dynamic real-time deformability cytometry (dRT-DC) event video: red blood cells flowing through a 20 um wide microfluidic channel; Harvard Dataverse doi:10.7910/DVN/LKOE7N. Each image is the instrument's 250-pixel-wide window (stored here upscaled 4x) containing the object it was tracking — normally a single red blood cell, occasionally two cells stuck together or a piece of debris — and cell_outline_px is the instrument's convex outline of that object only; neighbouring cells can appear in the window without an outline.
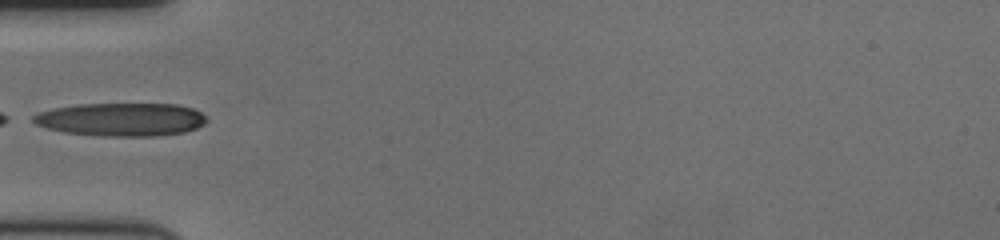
{"species": "human", "species_latin": "Homo sapiens", "temperature_condition": "cold", "stored_images_in_passage": 37, "camera_frame_rate_fps": 3000, "um_per_image_px": 0.085, "donor": {"sex": "female"}, "frame": {"image": 1, "passage_image": 1, "time_ms": 0.0, "image_size_px": [1000, 240], "cell_outline_px": [[208, 120], [204, 124], [196, 128], [184, 132], [156, 136], [100, 136], [64, 132], [48, 128], [36, 124], [32, 120], [32, 116], [40, 112], [56, 108], [76, 104], [176, 104], [192, 108], [200, 112]], "centroid_in_image_um": [10.32, 10.15], "position_along_channel_um": 74.7, "area_um2": 33.47}}
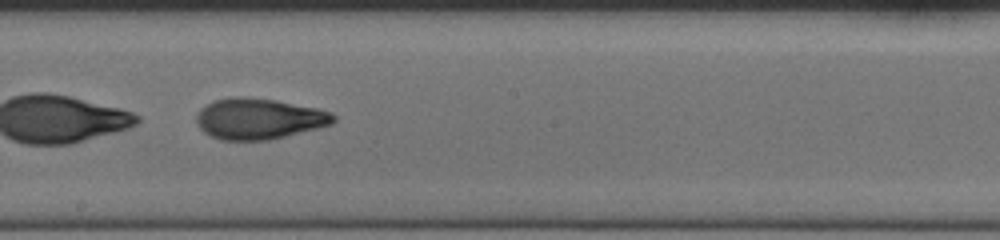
{"frame": {"image": 2, "passage_image": 14, "time_ms": 4.333, "image_size_px": [1000, 240], "cell_outline_px": [[336, 120], [332, 124], [268, 140], [220, 140], [204, 132], [200, 128], [196, 120], [196, 116], [200, 108], [212, 100], [236, 96], [244, 96], [276, 100], [316, 108], [328, 112], [336, 116]], "centroid_in_image_um": [21.96, 10.08], "position_along_channel_um": 226.2, "area_um2": 32.54}}
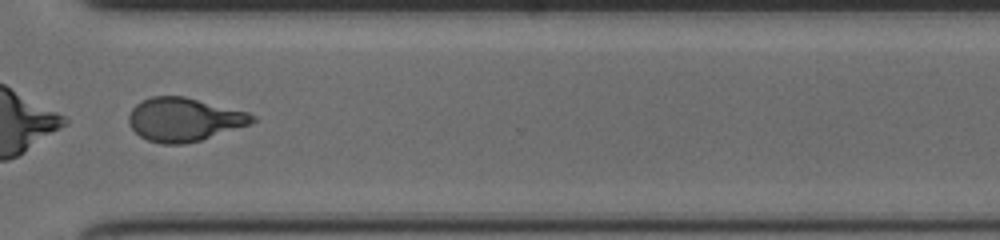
{"frame": {"image": 3, "passage_image": 25, "time_ms": 8.0, "image_size_px": [1000, 240], "cell_outline_px": [[256, 120], [248, 124], [200, 140], [184, 144], [164, 144], [148, 140], [140, 136], [132, 128], [128, 120], [128, 116], [132, 108], [136, 104], [152, 96], [184, 96], [248, 112], [256, 116]], "centroid_in_image_um": [15.62, 10.15], "position_along_channel_um": 355.0, "area_um2": 30.92}}